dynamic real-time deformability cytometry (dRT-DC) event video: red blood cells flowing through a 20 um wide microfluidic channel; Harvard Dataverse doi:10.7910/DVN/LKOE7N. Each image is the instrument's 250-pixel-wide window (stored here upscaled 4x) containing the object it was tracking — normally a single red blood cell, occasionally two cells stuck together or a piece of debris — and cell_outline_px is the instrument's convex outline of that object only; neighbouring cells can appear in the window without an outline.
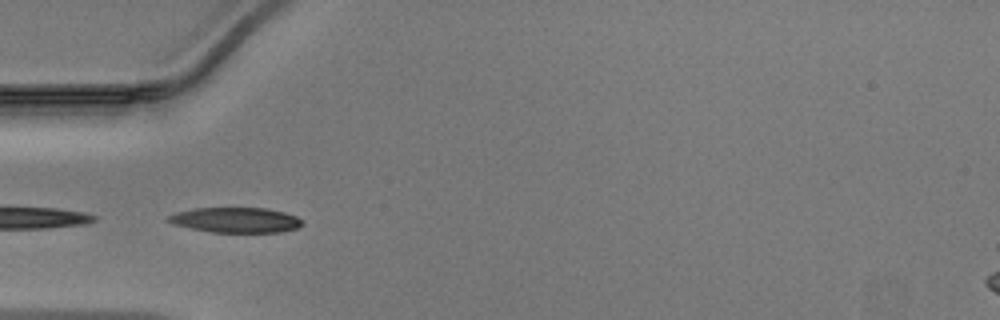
{"species": "Egyptian fruit bat (a non-hibernating species)", "species_latin": "Rousettus aegyptiacus", "temperature_condition": "warm", "stored_images_in_passage": 14, "camera_frame_rate_fps": 3000, "um_per_image_px": 0.085, "animal": {"sex": "male"}, "frame": {"image": 1, "passage_image": 3, "time_ms": 0.667, "image_size_px": [1000, 320], "cell_outline_px": [[304, 224], [296, 228], [280, 232], [212, 232], [192, 228], [176, 224], [168, 220], [168, 216], [176, 212], [196, 208], [268, 208], [284, 212], [296, 216], [304, 220]], "centroid_in_image_um": [20.11, 18.69], "position_along_channel_um": 64.9, "area_um2": 19.48}}